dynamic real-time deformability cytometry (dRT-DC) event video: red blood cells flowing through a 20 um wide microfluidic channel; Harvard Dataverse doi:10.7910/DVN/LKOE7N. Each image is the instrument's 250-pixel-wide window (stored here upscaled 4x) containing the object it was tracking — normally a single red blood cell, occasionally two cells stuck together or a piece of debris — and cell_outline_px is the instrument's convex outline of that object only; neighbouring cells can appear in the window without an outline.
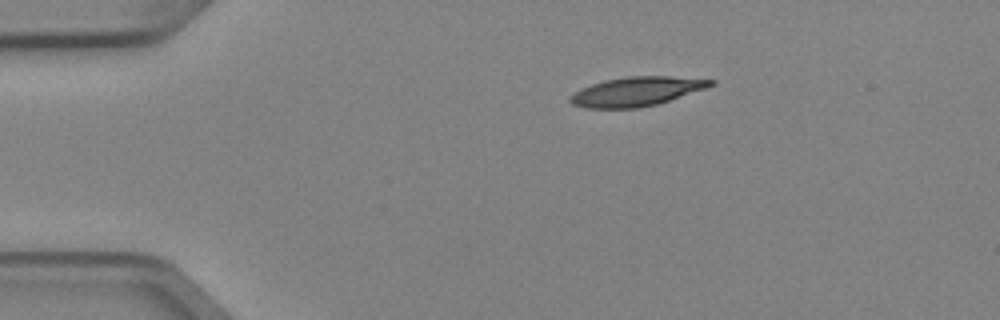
{"species": "Egyptian fruit bat (a non-hibernating species)", "species_latin": "Rousettus aegyptiacus", "temperature_condition": "cold", "stored_images_in_passage": 2, "camera_frame_rate_fps": 3000, "um_per_image_px": 0.085, "animal": {"sex": "female"}, "frame": {"image": 1, "passage_image": 1, "time_ms": 0.0, "image_size_px": [1000, 320], "cell_outline_px": [[716, 84], [656, 104], [640, 108], [588, 108], [572, 104], [568, 100], [568, 96], [580, 88], [604, 80], [628, 76], [668, 76], [716, 80]], "centroid_in_image_um": [54.04, 7.77], "position_along_channel_um": 31.0, "area_um2": 23.7}}